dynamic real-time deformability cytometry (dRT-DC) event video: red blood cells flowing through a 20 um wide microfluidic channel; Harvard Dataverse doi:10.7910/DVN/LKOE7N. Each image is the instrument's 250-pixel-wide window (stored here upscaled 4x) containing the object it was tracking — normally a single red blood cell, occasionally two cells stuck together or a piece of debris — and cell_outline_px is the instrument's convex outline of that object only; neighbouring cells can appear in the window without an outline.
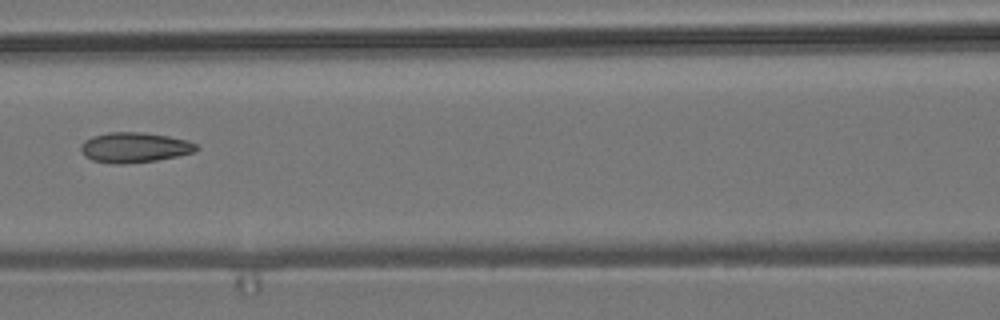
{"species": "common noctule bat (a hibernating species)", "species_latin": "Nyctalus noctula", "temperature_condition": "room temperature", "stored_images_in_passage": 7, "camera_frame_rate_fps": 3000, "um_per_image_px": 0.085, "animal": {"sex": "male", "body_mass_g": 19.2, "forearm_length_mm": 51.8}, "frame": {"image": 1, "passage_image": 7, "time_ms": 7.333, "image_size_px": [1000, 320], "cell_outline_px": [[200, 148], [192, 152], [176, 156], [156, 160], [124, 164], [116, 164], [92, 160], [84, 156], [80, 148], [84, 140], [92, 136], [108, 132], [144, 132], [168, 136], [188, 140], [196, 144]], "centroid_in_image_um": [11.41, 12.52], "position_along_channel_um": 155.2, "area_um2": 20.29}}